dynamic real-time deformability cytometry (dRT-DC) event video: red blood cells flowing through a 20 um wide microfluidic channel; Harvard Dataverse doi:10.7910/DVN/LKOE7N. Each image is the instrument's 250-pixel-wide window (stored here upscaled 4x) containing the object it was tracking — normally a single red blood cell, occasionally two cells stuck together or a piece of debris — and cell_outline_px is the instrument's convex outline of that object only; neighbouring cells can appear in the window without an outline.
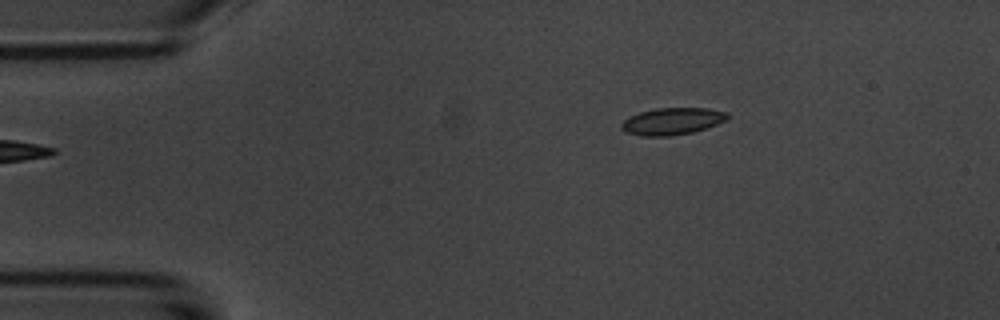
{"species": "common noctule bat (a hibernating species)", "species_latin": "Nyctalus noctula", "temperature_condition": "room temperature", "stored_images_in_passage": 3, "camera_frame_rate_fps": 3000, "um_per_image_px": 0.085, "animal": {"sex": "male", "body_mass_g": 20.1, "forearm_length_mm": 53.5}, "frame": {"image": 1, "passage_image": 1, "time_ms": 0.0, "image_size_px": [1000, 320], "cell_outline_px": [[728, 120], [692, 132], [668, 136], [640, 136], [624, 132], [620, 128], [620, 124], [628, 116], [640, 112], [656, 108], [708, 108], [728, 112]], "centroid_in_image_um": [57.1, 10.3], "position_along_channel_um": 27.9, "area_um2": 16.76}}